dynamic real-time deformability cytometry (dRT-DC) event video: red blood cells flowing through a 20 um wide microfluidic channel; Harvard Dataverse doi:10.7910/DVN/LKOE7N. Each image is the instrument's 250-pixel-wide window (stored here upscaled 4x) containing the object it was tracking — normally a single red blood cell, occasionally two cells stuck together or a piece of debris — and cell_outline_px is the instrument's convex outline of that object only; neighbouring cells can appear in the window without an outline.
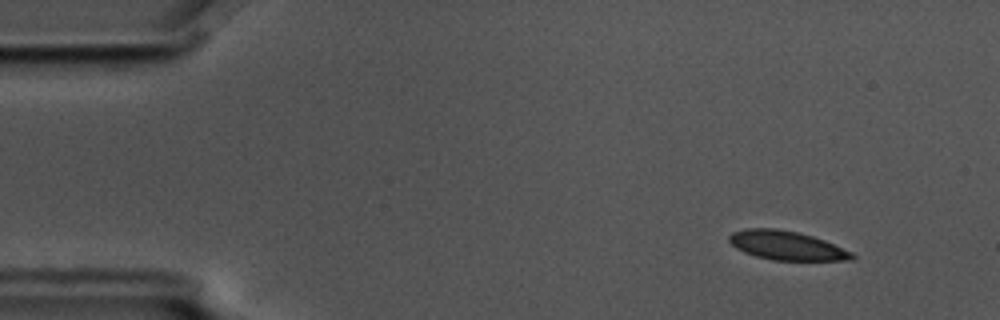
{"species": "common noctule bat (a hibernating species)", "species_latin": "Nyctalus noctula", "temperature_condition": "cold", "stored_images_in_passage": 5, "camera_frame_rate_fps": 3000, "um_per_image_px": 0.085, "animal": {"sex": "male", "body_mass_g": 17.5, "forearm_length_mm": 52.3}, "frame": {"image": 1, "passage_image": 2, "time_ms": 0.333, "image_size_px": [1000, 320], "cell_outline_px": [[856, 256], [852, 260], [772, 260], [756, 256], [744, 252], [736, 248], [728, 240], [728, 236], [732, 232], [744, 228], [776, 228], [796, 232], [812, 236], [824, 240], [852, 252]], "centroid_in_image_um": [66.83, 20.86], "position_along_channel_um": 18.2, "area_um2": 20.69}}